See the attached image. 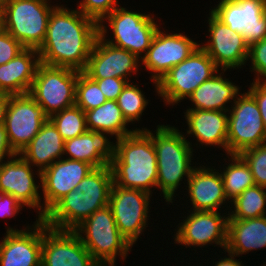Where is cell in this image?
Instances as JSON below:
<instances>
[{
    "label": "cell",
    "mask_w": 266,
    "mask_h": 266,
    "mask_svg": "<svg viewBox=\"0 0 266 266\" xmlns=\"http://www.w3.org/2000/svg\"><path fill=\"white\" fill-rule=\"evenodd\" d=\"M24 207L10 194L0 193V218H10L19 214Z\"/></svg>",
    "instance_id": "ab89813d"
},
{
    "label": "cell",
    "mask_w": 266,
    "mask_h": 266,
    "mask_svg": "<svg viewBox=\"0 0 266 266\" xmlns=\"http://www.w3.org/2000/svg\"><path fill=\"white\" fill-rule=\"evenodd\" d=\"M200 165L195 167L186 182L191 211H219L228 201L219 169ZM219 209V210H218Z\"/></svg>",
    "instance_id": "7402d4cb"
},
{
    "label": "cell",
    "mask_w": 266,
    "mask_h": 266,
    "mask_svg": "<svg viewBox=\"0 0 266 266\" xmlns=\"http://www.w3.org/2000/svg\"><path fill=\"white\" fill-rule=\"evenodd\" d=\"M87 129L90 131L106 132L116 139L134 133L140 128L128 129L129 124L123 117L117 101L107 100L99 107L85 111ZM138 128V129H137Z\"/></svg>",
    "instance_id": "f1b7e54d"
},
{
    "label": "cell",
    "mask_w": 266,
    "mask_h": 266,
    "mask_svg": "<svg viewBox=\"0 0 266 266\" xmlns=\"http://www.w3.org/2000/svg\"><path fill=\"white\" fill-rule=\"evenodd\" d=\"M219 71L212 58L199 45L158 82L157 95L162 97L166 105L174 106L187 99L200 84Z\"/></svg>",
    "instance_id": "ba28073f"
},
{
    "label": "cell",
    "mask_w": 266,
    "mask_h": 266,
    "mask_svg": "<svg viewBox=\"0 0 266 266\" xmlns=\"http://www.w3.org/2000/svg\"><path fill=\"white\" fill-rule=\"evenodd\" d=\"M113 184L110 165L94 168L78 186L60 199L42 219L47 226L74 230L96 210L109 205Z\"/></svg>",
    "instance_id": "7a4b0ae2"
},
{
    "label": "cell",
    "mask_w": 266,
    "mask_h": 266,
    "mask_svg": "<svg viewBox=\"0 0 266 266\" xmlns=\"http://www.w3.org/2000/svg\"><path fill=\"white\" fill-rule=\"evenodd\" d=\"M94 168L83 161L65 157L55 161L41 172L43 218L46 213L65 195L74 190Z\"/></svg>",
    "instance_id": "ffe728a7"
},
{
    "label": "cell",
    "mask_w": 266,
    "mask_h": 266,
    "mask_svg": "<svg viewBox=\"0 0 266 266\" xmlns=\"http://www.w3.org/2000/svg\"><path fill=\"white\" fill-rule=\"evenodd\" d=\"M211 12L250 47L266 38L265 0H219Z\"/></svg>",
    "instance_id": "4fadbf2b"
},
{
    "label": "cell",
    "mask_w": 266,
    "mask_h": 266,
    "mask_svg": "<svg viewBox=\"0 0 266 266\" xmlns=\"http://www.w3.org/2000/svg\"><path fill=\"white\" fill-rule=\"evenodd\" d=\"M39 64L38 50L25 48L8 63L0 65V93H29Z\"/></svg>",
    "instance_id": "d4e9b609"
},
{
    "label": "cell",
    "mask_w": 266,
    "mask_h": 266,
    "mask_svg": "<svg viewBox=\"0 0 266 266\" xmlns=\"http://www.w3.org/2000/svg\"><path fill=\"white\" fill-rule=\"evenodd\" d=\"M227 157L231 159L228 160V164H223V170L219 171L223 179L225 195L230 203L255 183L249 165L239 154H231ZM230 161L232 162L229 163Z\"/></svg>",
    "instance_id": "f546056e"
},
{
    "label": "cell",
    "mask_w": 266,
    "mask_h": 266,
    "mask_svg": "<svg viewBox=\"0 0 266 266\" xmlns=\"http://www.w3.org/2000/svg\"><path fill=\"white\" fill-rule=\"evenodd\" d=\"M25 47L6 30H0V65L8 63Z\"/></svg>",
    "instance_id": "74e56055"
},
{
    "label": "cell",
    "mask_w": 266,
    "mask_h": 266,
    "mask_svg": "<svg viewBox=\"0 0 266 266\" xmlns=\"http://www.w3.org/2000/svg\"><path fill=\"white\" fill-rule=\"evenodd\" d=\"M266 248V216L252 219H228L226 252L240 256Z\"/></svg>",
    "instance_id": "83f0119b"
},
{
    "label": "cell",
    "mask_w": 266,
    "mask_h": 266,
    "mask_svg": "<svg viewBox=\"0 0 266 266\" xmlns=\"http://www.w3.org/2000/svg\"><path fill=\"white\" fill-rule=\"evenodd\" d=\"M48 119L29 93L10 95L4 125L11 148L19 154Z\"/></svg>",
    "instance_id": "5bb4252c"
},
{
    "label": "cell",
    "mask_w": 266,
    "mask_h": 266,
    "mask_svg": "<svg viewBox=\"0 0 266 266\" xmlns=\"http://www.w3.org/2000/svg\"><path fill=\"white\" fill-rule=\"evenodd\" d=\"M158 28L148 51L141 58V65L151 72V81L158 93V82L174 66L188 58L200 45L183 33H167ZM165 32V33H164ZM153 73V74H152Z\"/></svg>",
    "instance_id": "7c38bea8"
},
{
    "label": "cell",
    "mask_w": 266,
    "mask_h": 266,
    "mask_svg": "<svg viewBox=\"0 0 266 266\" xmlns=\"http://www.w3.org/2000/svg\"><path fill=\"white\" fill-rule=\"evenodd\" d=\"M7 0H0V13L2 14Z\"/></svg>",
    "instance_id": "f6af8a7d"
},
{
    "label": "cell",
    "mask_w": 266,
    "mask_h": 266,
    "mask_svg": "<svg viewBox=\"0 0 266 266\" xmlns=\"http://www.w3.org/2000/svg\"><path fill=\"white\" fill-rule=\"evenodd\" d=\"M3 29V24H2V14L0 13V30Z\"/></svg>",
    "instance_id": "bcb514c9"
},
{
    "label": "cell",
    "mask_w": 266,
    "mask_h": 266,
    "mask_svg": "<svg viewBox=\"0 0 266 266\" xmlns=\"http://www.w3.org/2000/svg\"><path fill=\"white\" fill-rule=\"evenodd\" d=\"M151 194L112 184L109 206L119 232L133 246L146 229ZM148 219V220H147Z\"/></svg>",
    "instance_id": "8fae6325"
},
{
    "label": "cell",
    "mask_w": 266,
    "mask_h": 266,
    "mask_svg": "<svg viewBox=\"0 0 266 266\" xmlns=\"http://www.w3.org/2000/svg\"><path fill=\"white\" fill-rule=\"evenodd\" d=\"M139 130H144L152 138L157 156V188L161 189L166 203L172 204L180 181L183 178L188 181L196 167L191 164L192 142L186 139L185 133L170 125H157L154 134L147 128Z\"/></svg>",
    "instance_id": "277c9868"
},
{
    "label": "cell",
    "mask_w": 266,
    "mask_h": 266,
    "mask_svg": "<svg viewBox=\"0 0 266 266\" xmlns=\"http://www.w3.org/2000/svg\"><path fill=\"white\" fill-rule=\"evenodd\" d=\"M74 231L101 266H115L117 256L124 261L133 247L119 232L109 205L96 210Z\"/></svg>",
    "instance_id": "5b68a950"
},
{
    "label": "cell",
    "mask_w": 266,
    "mask_h": 266,
    "mask_svg": "<svg viewBox=\"0 0 266 266\" xmlns=\"http://www.w3.org/2000/svg\"><path fill=\"white\" fill-rule=\"evenodd\" d=\"M64 142L58 129L48 119L38 134L19 154L42 172L64 157Z\"/></svg>",
    "instance_id": "4316f807"
},
{
    "label": "cell",
    "mask_w": 266,
    "mask_h": 266,
    "mask_svg": "<svg viewBox=\"0 0 266 266\" xmlns=\"http://www.w3.org/2000/svg\"><path fill=\"white\" fill-rule=\"evenodd\" d=\"M32 165L20 154L0 162V193L10 194L23 206L33 208L39 214L36 219H43L42 195L39 191L41 184L37 185L34 176L41 179V172L37 169L34 174ZM40 192V194H39Z\"/></svg>",
    "instance_id": "e0dca14e"
},
{
    "label": "cell",
    "mask_w": 266,
    "mask_h": 266,
    "mask_svg": "<svg viewBox=\"0 0 266 266\" xmlns=\"http://www.w3.org/2000/svg\"><path fill=\"white\" fill-rule=\"evenodd\" d=\"M239 155L249 165L255 185L266 188V143L245 149Z\"/></svg>",
    "instance_id": "e575fe53"
},
{
    "label": "cell",
    "mask_w": 266,
    "mask_h": 266,
    "mask_svg": "<svg viewBox=\"0 0 266 266\" xmlns=\"http://www.w3.org/2000/svg\"><path fill=\"white\" fill-rule=\"evenodd\" d=\"M25 228L7 227L0 241V266H41L42 220Z\"/></svg>",
    "instance_id": "44dd1931"
},
{
    "label": "cell",
    "mask_w": 266,
    "mask_h": 266,
    "mask_svg": "<svg viewBox=\"0 0 266 266\" xmlns=\"http://www.w3.org/2000/svg\"><path fill=\"white\" fill-rule=\"evenodd\" d=\"M119 5L117 0H82L77 9L98 24Z\"/></svg>",
    "instance_id": "d590c367"
},
{
    "label": "cell",
    "mask_w": 266,
    "mask_h": 266,
    "mask_svg": "<svg viewBox=\"0 0 266 266\" xmlns=\"http://www.w3.org/2000/svg\"><path fill=\"white\" fill-rule=\"evenodd\" d=\"M230 205L231 211H227L229 219L242 220L266 216V188L258 185L249 187L231 201Z\"/></svg>",
    "instance_id": "4dcf8cb0"
},
{
    "label": "cell",
    "mask_w": 266,
    "mask_h": 266,
    "mask_svg": "<svg viewBox=\"0 0 266 266\" xmlns=\"http://www.w3.org/2000/svg\"><path fill=\"white\" fill-rule=\"evenodd\" d=\"M247 61L251 62L250 71L256 75L253 81L266 83V38L249 47Z\"/></svg>",
    "instance_id": "8d00e7d4"
},
{
    "label": "cell",
    "mask_w": 266,
    "mask_h": 266,
    "mask_svg": "<svg viewBox=\"0 0 266 266\" xmlns=\"http://www.w3.org/2000/svg\"><path fill=\"white\" fill-rule=\"evenodd\" d=\"M106 19V20H105ZM156 18L150 13H139L118 6L99 23V35L103 39L120 48L135 54L139 59L144 56L151 45L152 39L160 27ZM108 22L109 25H104ZM110 26V27H108ZM110 28L113 39H107Z\"/></svg>",
    "instance_id": "8992f818"
},
{
    "label": "cell",
    "mask_w": 266,
    "mask_h": 266,
    "mask_svg": "<svg viewBox=\"0 0 266 266\" xmlns=\"http://www.w3.org/2000/svg\"><path fill=\"white\" fill-rule=\"evenodd\" d=\"M99 34V24L83 15L56 5L50 13L45 40L38 49L40 63L84 71Z\"/></svg>",
    "instance_id": "6da1fadb"
},
{
    "label": "cell",
    "mask_w": 266,
    "mask_h": 266,
    "mask_svg": "<svg viewBox=\"0 0 266 266\" xmlns=\"http://www.w3.org/2000/svg\"><path fill=\"white\" fill-rule=\"evenodd\" d=\"M227 253L228 257H220V259H218L219 261H213V264L215 263L214 266H244L242 261H239V259L237 260V258L235 259V257H237L235 254L230 252Z\"/></svg>",
    "instance_id": "7bdbcfd3"
},
{
    "label": "cell",
    "mask_w": 266,
    "mask_h": 266,
    "mask_svg": "<svg viewBox=\"0 0 266 266\" xmlns=\"http://www.w3.org/2000/svg\"><path fill=\"white\" fill-rule=\"evenodd\" d=\"M133 83V84H132ZM128 82L118 96L117 104L128 123L138 122L149 104L143 91L134 82Z\"/></svg>",
    "instance_id": "d6a6232c"
},
{
    "label": "cell",
    "mask_w": 266,
    "mask_h": 266,
    "mask_svg": "<svg viewBox=\"0 0 266 266\" xmlns=\"http://www.w3.org/2000/svg\"><path fill=\"white\" fill-rule=\"evenodd\" d=\"M221 71V73L217 72V74L204 81L193 91L188 100L194 104L192 105L194 107L187 109L228 112L230 108L226 104L235 102L241 89L229 78L222 75L226 70Z\"/></svg>",
    "instance_id": "484cf974"
},
{
    "label": "cell",
    "mask_w": 266,
    "mask_h": 266,
    "mask_svg": "<svg viewBox=\"0 0 266 266\" xmlns=\"http://www.w3.org/2000/svg\"><path fill=\"white\" fill-rule=\"evenodd\" d=\"M41 266H101L74 230L49 227L42 220Z\"/></svg>",
    "instance_id": "2e32d148"
},
{
    "label": "cell",
    "mask_w": 266,
    "mask_h": 266,
    "mask_svg": "<svg viewBox=\"0 0 266 266\" xmlns=\"http://www.w3.org/2000/svg\"><path fill=\"white\" fill-rule=\"evenodd\" d=\"M9 99L10 94L0 93V124H3L5 122Z\"/></svg>",
    "instance_id": "ee69618b"
},
{
    "label": "cell",
    "mask_w": 266,
    "mask_h": 266,
    "mask_svg": "<svg viewBox=\"0 0 266 266\" xmlns=\"http://www.w3.org/2000/svg\"><path fill=\"white\" fill-rule=\"evenodd\" d=\"M41 0H7L2 12L3 29L25 48L43 44L50 13L56 5Z\"/></svg>",
    "instance_id": "52a82bcc"
},
{
    "label": "cell",
    "mask_w": 266,
    "mask_h": 266,
    "mask_svg": "<svg viewBox=\"0 0 266 266\" xmlns=\"http://www.w3.org/2000/svg\"><path fill=\"white\" fill-rule=\"evenodd\" d=\"M250 85L248 92L254 97L260 109L261 118L266 129V83L253 81Z\"/></svg>",
    "instance_id": "60d3db41"
},
{
    "label": "cell",
    "mask_w": 266,
    "mask_h": 266,
    "mask_svg": "<svg viewBox=\"0 0 266 266\" xmlns=\"http://www.w3.org/2000/svg\"><path fill=\"white\" fill-rule=\"evenodd\" d=\"M78 71L40 63L29 94L50 117L75 105Z\"/></svg>",
    "instance_id": "9c48e42d"
},
{
    "label": "cell",
    "mask_w": 266,
    "mask_h": 266,
    "mask_svg": "<svg viewBox=\"0 0 266 266\" xmlns=\"http://www.w3.org/2000/svg\"><path fill=\"white\" fill-rule=\"evenodd\" d=\"M17 153L11 148L4 123L0 124V162Z\"/></svg>",
    "instance_id": "b9f144b4"
},
{
    "label": "cell",
    "mask_w": 266,
    "mask_h": 266,
    "mask_svg": "<svg viewBox=\"0 0 266 266\" xmlns=\"http://www.w3.org/2000/svg\"><path fill=\"white\" fill-rule=\"evenodd\" d=\"M228 110L227 155L266 143V129L254 97L240 93ZM230 114V115H229Z\"/></svg>",
    "instance_id": "30bf717a"
},
{
    "label": "cell",
    "mask_w": 266,
    "mask_h": 266,
    "mask_svg": "<svg viewBox=\"0 0 266 266\" xmlns=\"http://www.w3.org/2000/svg\"><path fill=\"white\" fill-rule=\"evenodd\" d=\"M98 83L99 88L102 93L105 95L106 100L116 101L118 96L121 94L123 88L126 86L128 80L116 78V77H108L104 79H92Z\"/></svg>",
    "instance_id": "f35d334b"
},
{
    "label": "cell",
    "mask_w": 266,
    "mask_h": 266,
    "mask_svg": "<svg viewBox=\"0 0 266 266\" xmlns=\"http://www.w3.org/2000/svg\"><path fill=\"white\" fill-rule=\"evenodd\" d=\"M49 120L58 129L64 141L77 137L88 130L85 112L77 105L53 114Z\"/></svg>",
    "instance_id": "1f68e13d"
},
{
    "label": "cell",
    "mask_w": 266,
    "mask_h": 266,
    "mask_svg": "<svg viewBox=\"0 0 266 266\" xmlns=\"http://www.w3.org/2000/svg\"><path fill=\"white\" fill-rule=\"evenodd\" d=\"M140 61L135 54L106 42L98 34L83 72L91 79L116 77L130 81L128 77L139 72Z\"/></svg>",
    "instance_id": "d6986e66"
},
{
    "label": "cell",
    "mask_w": 266,
    "mask_h": 266,
    "mask_svg": "<svg viewBox=\"0 0 266 266\" xmlns=\"http://www.w3.org/2000/svg\"><path fill=\"white\" fill-rule=\"evenodd\" d=\"M209 22V23H208ZM209 39L200 46L212 58L220 70L236 69L245 66L249 54V46L242 34L232 31L211 11L208 17Z\"/></svg>",
    "instance_id": "ac0fdd59"
},
{
    "label": "cell",
    "mask_w": 266,
    "mask_h": 266,
    "mask_svg": "<svg viewBox=\"0 0 266 266\" xmlns=\"http://www.w3.org/2000/svg\"><path fill=\"white\" fill-rule=\"evenodd\" d=\"M185 111L184 116L188 125L185 136L196 138L199 146H218L227 153L228 112L196 109Z\"/></svg>",
    "instance_id": "603a6c76"
},
{
    "label": "cell",
    "mask_w": 266,
    "mask_h": 266,
    "mask_svg": "<svg viewBox=\"0 0 266 266\" xmlns=\"http://www.w3.org/2000/svg\"><path fill=\"white\" fill-rule=\"evenodd\" d=\"M106 101V97L99 88L98 83L83 71H78L75 105L85 112L99 107Z\"/></svg>",
    "instance_id": "836d02e7"
},
{
    "label": "cell",
    "mask_w": 266,
    "mask_h": 266,
    "mask_svg": "<svg viewBox=\"0 0 266 266\" xmlns=\"http://www.w3.org/2000/svg\"><path fill=\"white\" fill-rule=\"evenodd\" d=\"M190 213V214H189ZM177 226L176 244L187 247H205L216 244L223 251L227 245L228 214L219 211H189ZM222 214V215H221Z\"/></svg>",
    "instance_id": "9a60e30c"
},
{
    "label": "cell",
    "mask_w": 266,
    "mask_h": 266,
    "mask_svg": "<svg viewBox=\"0 0 266 266\" xmlns=\"http://www.w3.org/2000/svg\"><path fill=\"white\" fill-rule=\"evenodd\" d=\"M115 155L110 162L113 183L152 195L157 188V156L152 138L144 130L115 140Z\"/></svg>",
    "instance_id": "3957f363"
},
{
    "label": "cell",
    "mask_w": 266,
    "mask_h": 266,
    "mask_svg": "<svg viewBox=\"0 0 266 266\" xmlns=\"http://www.w3.org/2000/svg\"><path fill=\"white\" fill-rule=\"evenodd\" d=\"M106 135L113 137L106 132L87 130L64 142V155L67 159L86 162L93 168L108 166L115 155V143Z\"/></svg>",
    "instance_id": "cb8c5ba5"
}]
</instances>
